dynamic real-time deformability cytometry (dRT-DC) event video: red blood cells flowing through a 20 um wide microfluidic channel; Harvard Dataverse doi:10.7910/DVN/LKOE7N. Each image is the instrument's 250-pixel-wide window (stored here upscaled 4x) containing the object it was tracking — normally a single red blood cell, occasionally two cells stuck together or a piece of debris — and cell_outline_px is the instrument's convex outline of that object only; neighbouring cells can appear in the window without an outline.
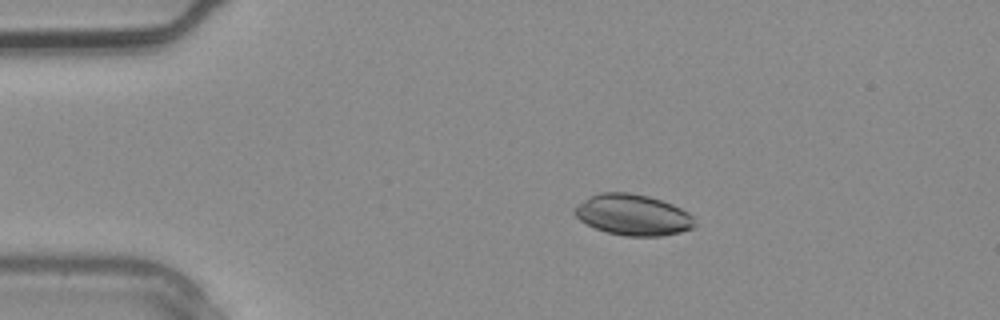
{"species": "common noctule bat (a hibernating species)", "species_latin": "Nyctalus noctula", "temperature_condition": "warm", "stored_images_in_passage": 4, "camera_frame_rate_fps": 3000, "um_per_image_px": 0.085, "animal": {"sex": "male", "body_mass_g": 20.4}, "frame": {"image": 1, "passage_image": 2, "time_ms": 0.333, "image_size_px": [1000, 320], "cell_outline_px": [[696, 224], [692, 228], [680, 232], [660, 236], [624, 236], [608, 232], [596, 228], [580, 220], [572, 212], [580, 204], [592, 196], [600, 192], [628, 192], [648, 196], [672, 204], [688, 212], [692, 216]], "centroid_in_image_um": [53.83, 18.27], "position_along_channel_um": 31.2, "area_um2": 28.32}}
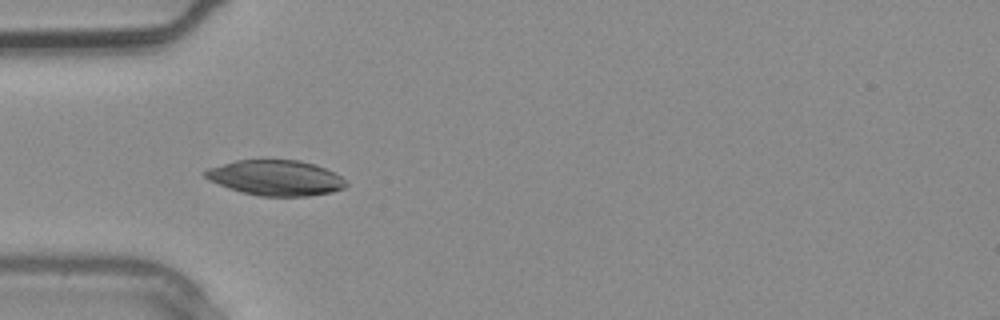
{"frame": {"image": 2, "passage_image": 3, "time_ms": 0.667, "image_size_px": [1000, 320], "cell_outline_px": [[348, 184], [344, 188], [332, 192], [308, 196], [260, 196], [240, 192], [228, 188], [208, 180], [204, 176], [204, 172], [208, 168], [236, 160], [300, 160], [316, 164], [340, 176]], "centroid_in_image_um": [23.42, 15.12], "position_along_channel_um": 61.6, "area_um2": 29.02}}
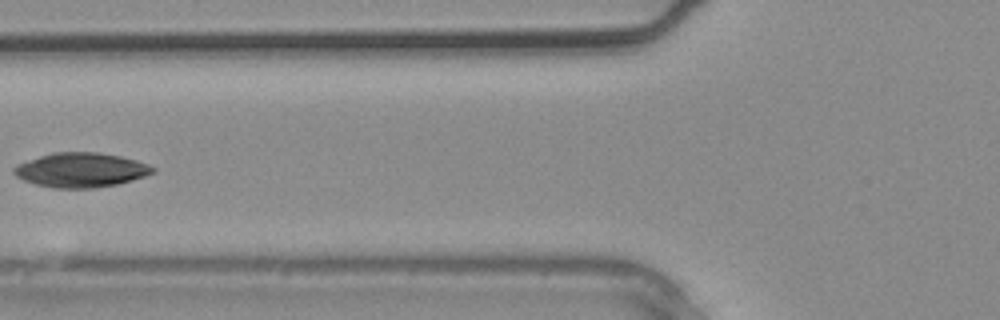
{"frame": {"image": 3, "passage_image": 4, "time_ms": 1.0, "image_size_px": [1000, 320], "cell_outline_px": [[156, 172], [132, 180], [116, 184], [96, 188], [52, 188], [36, 184], [24, 180], [16, 176], [12, 172], [12, 168], [16, 164], [52, 152], [100, 152], [120, 156], [136, 160], [148, 164], [156, 168]], "centroid_in_image_um": [6.87, 14.44], "position_along_channel_um": 118.9, "area_um2": 28.03}}